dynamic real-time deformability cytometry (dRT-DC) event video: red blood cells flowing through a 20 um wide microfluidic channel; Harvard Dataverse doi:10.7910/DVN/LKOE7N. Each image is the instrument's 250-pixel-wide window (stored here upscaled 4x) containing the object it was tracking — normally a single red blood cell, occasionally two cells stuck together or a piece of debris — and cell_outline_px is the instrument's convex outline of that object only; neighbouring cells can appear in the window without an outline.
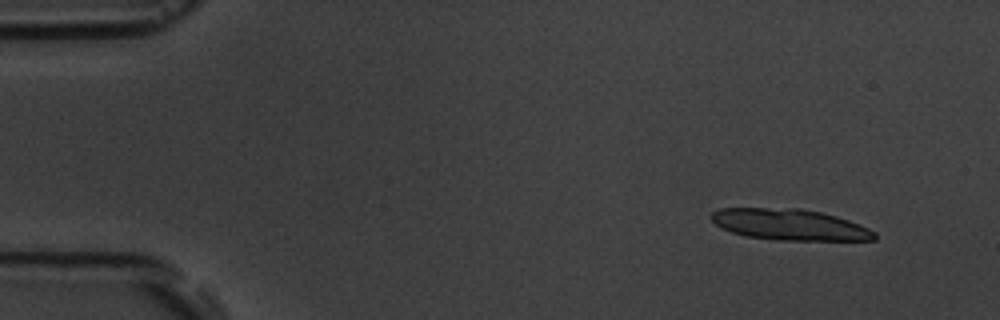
{"species": "common noctule bat (a hibernating species)", "species_latin": "Nyctalus noctula", "temperature_condition": "room temperature", "stored_images_in_passage": 8, "segment_of_instrument_passage": [1, 2], "camera_frame_rate_fps": 3000, "um_per_image_px": 0.085, "animal": {"sex": "male", "body_mass_g": 19.5, "forearm_length_mm": 54.6}, "frame": {"image": 1, "passage_image": 1, "time_ms": 0.0, "image_size_px": [1000, 320], "cell_outline_px": [[876, 240], [776, 240], [744, 236], [720, 228], [708, 216], [712, 212], [720, 208], [800, 208], [820, 212], [836, 216], [848, 220], [868, 228], [876, 232]], "centroid_in_image_um": [67.08, 19.09], "position_along_channel_um": 17.9, "area_um2": 29.71}}